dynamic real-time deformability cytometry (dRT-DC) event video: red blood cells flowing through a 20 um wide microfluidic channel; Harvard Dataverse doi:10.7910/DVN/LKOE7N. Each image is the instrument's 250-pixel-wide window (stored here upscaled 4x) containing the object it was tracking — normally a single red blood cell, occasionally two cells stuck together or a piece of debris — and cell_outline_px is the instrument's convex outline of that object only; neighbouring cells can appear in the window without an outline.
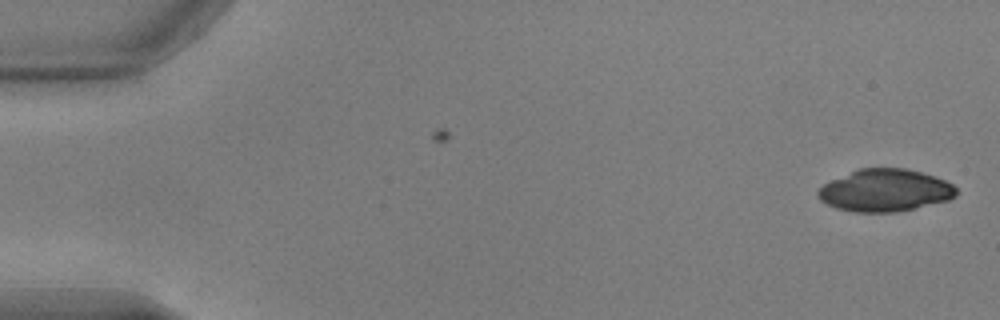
{"species": "common noctule bat (a hibernating species)", "species_latin": "Nyctalus noctula", "temperature_condition": "warm", "stored_images_in_passage": 52, "camera_frame_rate_fps": 3000, "um_per_image_px": 0.085, "animal": {"sex": "male", "body_mass_g": 17.9, "forearm_length_mm": 54.2}, "frame": {"image": 1, "passage_image": 1, "time_ms": 0.0, "image_size_px": [1000, 320], "cell_outline_px": [[956, 196], [948, 200], [916, 208], [896, 212], [852, 212], [836, 208], [820, 200], [816, 196], [816, 192], [824, 184], [832, 180], [860, 168], [904, 168], [924, 172], [936, 176], [952, 184], [956, 188]], "centroid_in_image_um": [75.24, 16.19], "position_along_channel_um": 9.8, "area_um2": 34.1}}